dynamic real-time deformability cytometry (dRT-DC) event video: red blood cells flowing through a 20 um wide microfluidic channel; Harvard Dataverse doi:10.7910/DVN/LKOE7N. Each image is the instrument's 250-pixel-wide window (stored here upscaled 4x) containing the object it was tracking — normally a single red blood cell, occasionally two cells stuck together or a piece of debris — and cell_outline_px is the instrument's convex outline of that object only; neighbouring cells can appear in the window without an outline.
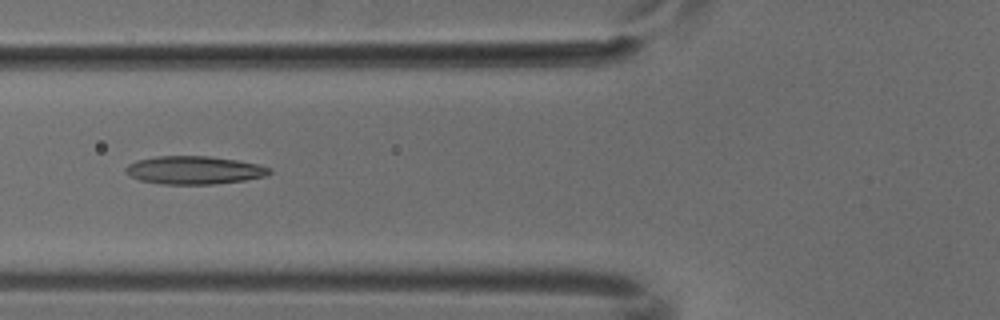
{"species": "common noctule bat (a hibernating species)", "species_latin": "Nyctalus noctula", "temperature_condition": "cold", "stored_images_in_passage": 6, "camera_frame_rate_fps": 3000, "um_per_image_px": 0.085, "animal": {"sex": "male", "body_mass_g": 18.8}, "frame": {"image": 1, "passage_image": 6, "time_ms": 1.667, "image_size_px": [1000, 320], "cell_outline_px": [[272, 172], [264, 176], [244, 180], [212, 184], [164, 184], [140, 180], [124, 172], [124, 168], [128, 164], [136, 160], [156, 156], [208, 156], [236, 160], [256, 164], [272, 168]], "centroid_in_image_um": [16.47, 14.45], "position_along_channel_um": 109.3, "area_um2": 23.41}}